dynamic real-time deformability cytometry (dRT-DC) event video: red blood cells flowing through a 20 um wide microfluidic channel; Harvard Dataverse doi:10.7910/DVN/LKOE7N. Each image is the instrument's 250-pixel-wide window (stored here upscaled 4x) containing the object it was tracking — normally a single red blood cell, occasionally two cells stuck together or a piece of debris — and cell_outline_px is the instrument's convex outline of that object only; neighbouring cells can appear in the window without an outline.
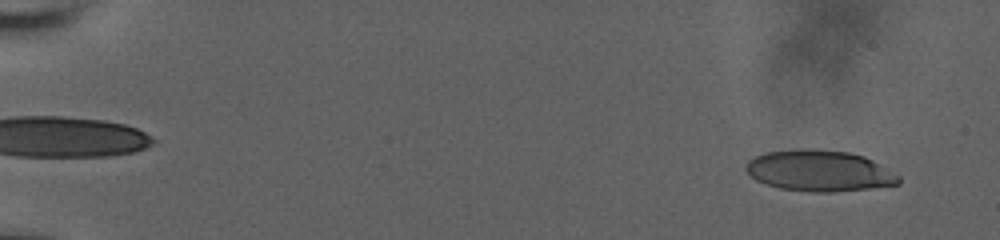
{"species": "human", "species_latin": "Homo sapiens", "temperature_condition": "room temperature", "stored_images_in_passage": 12, "camera_frame_rate_fps": 3000, "um_per_image_px": 0.085, "donor": {"sex": "male"}, "frame": {"image": 1, "passage_image": 1, "time_ms": 0.0, "image_size_px": [1000, 240], "cell_outline_px": [[900, 184], [868, 188], [832, 192], [812, 192], [780, 188], [756, 180], [744, 168], [748, 160], [756, 156], [768, 152], [800, 148], [812, 148], [848, 152], [864, 156], [872, 160], [900, 176]], "centroid_in_image_um": [69.64, 14.51], "position_along_channel_um": 15.4, "area_um2": 36.41}}
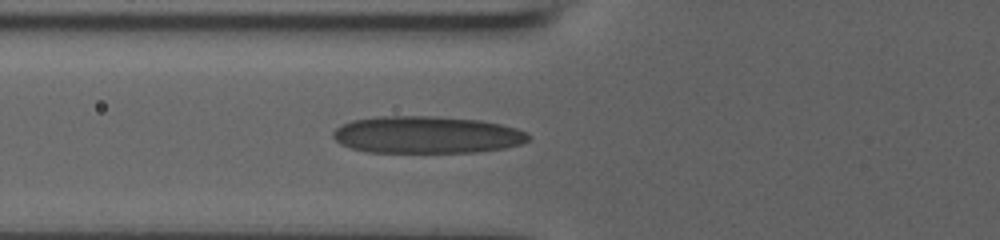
{"frame": {"image": 2, "passage_image": 9, "time_ms": 2.667, "image_size_px": [1000, 240], "cell_outline_px": [[528, 140], [520, 144], [504, 148], [476, 152], [368, 152], [352, 148], [340, 144], [332, 136], [332, 132], [336, 128], [352, 120], [376, 116], [440, 116], [480, 120], [500, 124], [516, 128], [524, 132], [528, 136]], "centroid_in_image_um": [36.24, 11.45], "position_along_channel_um": 89.6, "area_um2": 42.25}}
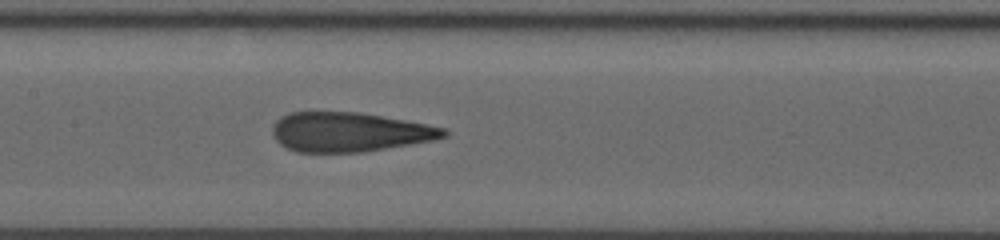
{"frame": {"image": 3, "passage_image": 12, "time_ms": 3.667, "image_size_px": [1000, 240], "cell_outline_px": [[448, 136], [432, 140], [364, 152], [296, 152], [280, 144], [276, 140], [272, 132], [272, 128], [276, 120], [280, 116], [292, 112], [356, 112], [404, 120], [444, 128], [448, 132]], "centroid_in_image_um": [29.66, 11.23], "position_along_channel_um": 177.7, "area_um2": 39.02}}